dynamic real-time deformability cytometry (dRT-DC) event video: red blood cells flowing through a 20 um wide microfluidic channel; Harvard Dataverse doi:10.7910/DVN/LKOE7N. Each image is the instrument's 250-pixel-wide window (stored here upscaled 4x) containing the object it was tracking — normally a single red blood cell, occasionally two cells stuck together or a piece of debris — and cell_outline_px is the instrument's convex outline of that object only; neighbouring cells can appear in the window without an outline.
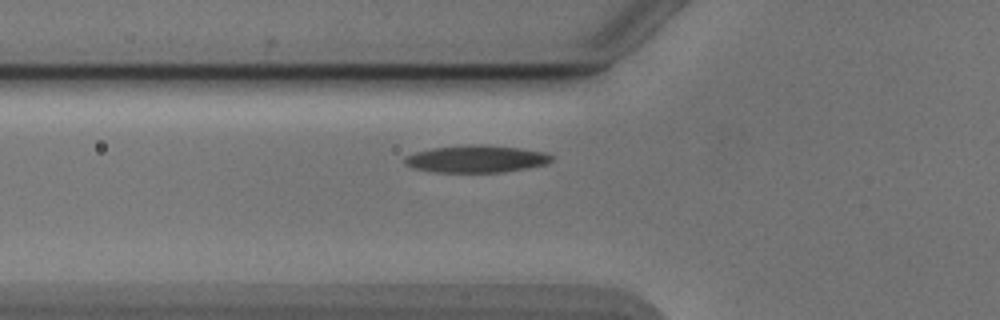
{"species": "Egyptian fruit bat (a non-hibernating species)", "species_latin": "Rousettus aegyptiacus", "temperature_condition": "cold", "stored_images_in_passage": 33, "camera_frame_rate_fps": 3000, "um_per_image_px": 0.085, "animal": {"sex": "male"}, "frame": {"image": 1, "passage_image": 2, "time_ms": 0.333, "image_size_px": [1000, 320], "cell_outline_px": [[552, 160], [544, 164], [524, 168], [500, 172], [436, 172], [412, 168], [404, 164], [404, 156], [416, 152], [432, 148], [472, 144], [484, 144], [520, 148], [544, 152], [552, 156]], "centroid_in_image_um": [40.42, 13.5], "position_along_channel_um": 85.4, "area_um2": 23.18}}
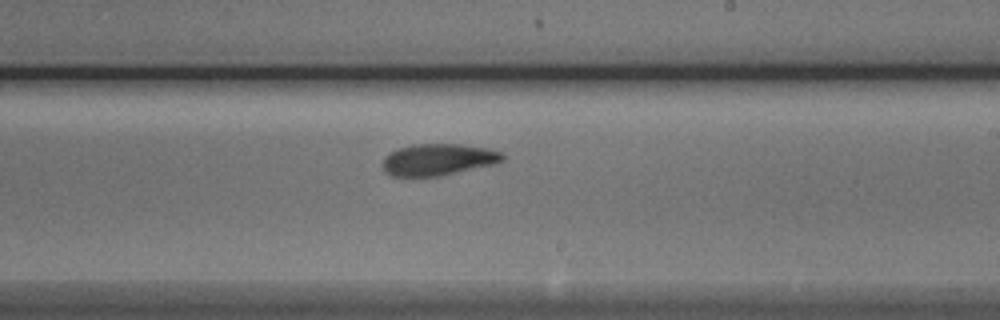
{"frame": {"image": 2, "passage_image": 15, "time_ms": 4.667, "image_size_px": [1000, 320], "cell_outline_px": [[504, 160], [496, 164], [440, 176], [392, 176], [384, 172], [384, 156], [400, 148], [412, 144], [460, 144], [488, 148], [504, 152]], "centroid_in_image_um": [37.3, 13.56], "position_along_channel_um": 251.7, "area_um2": 22.2}}
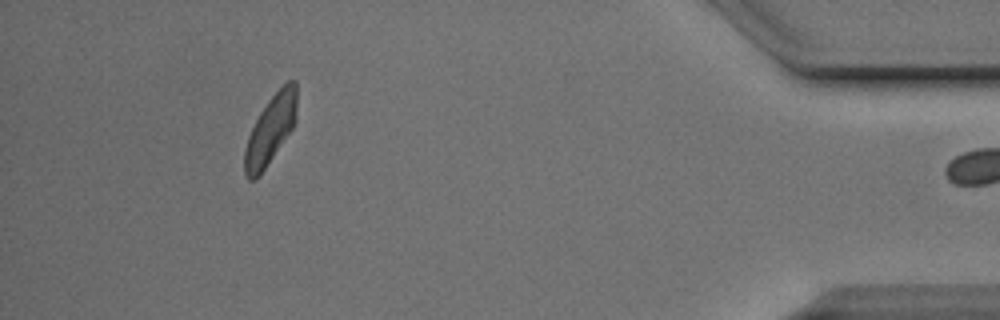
{"frame": {"image": 3, "passage_image": 32, "time_ms": 10.333, "image_size_px": [1000, 320], "cell_outline_px": [[296, 120], [292, 128], [264, 168], [252, 180], [248, 180], [244, 172], [244, 148], [248, 136], [260, 112], [268, 100], [288, 80], [296, 80]], "centroid_in_image_um": [22.98, 10.99], "position_along_channel_um": 412.2, "area_um2": 20.29}}